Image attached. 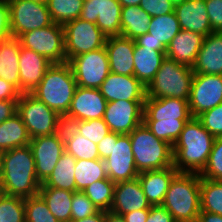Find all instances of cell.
Masks as SVG:
<instances>
[{
    "mask_svg": "<svg viewBox=\"0 0 222 222\" xmlns=\"http://www.w3.org/2000/svg\"><path fill=\"white\" fill-rule=\"evenodd\" d=\"M62 134L65 141V151L76 160L100 159L97 144L80 135L70 124H64Z\"/></svg>",
    "mask_w": 222,
    "mask_h": 222,
    "instance_id": "32",
    "label": "cell"
},
{
    "mask_svg": "<svg viewBox=\"0 0 222 222\" xmlns=\"http://www.w3.org/2000/svg\"><path fill=\"white\" fill-rule=\"evenodd\" d=\"M129 136L139 173L173 166V146L157 138L144 123L138 125Z\"/></svg>",
    "mask_w": 222,
    "mask_h": 222,
    "instance_id": "6",
    "label": "cell"
},
{
    "mask_svg": "<svg viewBox=\"0 0 222 222\" xmlns=\"http://www.w3.org/2000/svg\"><path fill=\"white\" fill-rule=\"evenodd\" d=\"M104 163L107 176L114 183L138 177L129 134L118 133V139L112 140L111 154Z\"/></svg>",
    "mask_w": 222,
    "mask_h": 222,
    "instance_id": "14",
    "label": "cell"
},
{
    "mask_svg": "<svg viewBox=\"0 0 222 222\" xmlns=\"http://www.w3.org/2000/svg\"><path fill=\"white\" fill-rule=\"evenodd\" d=\"M75 166L76 159L65 151L50 176L41 183L40 187H52L76 192Z\"/></svg>",
    "mask_w": 222,
    "mask_h": 222,
    "instance_id": "30",
    "label": "cell"
},
{
    "mask_svg": "<svg viewBox=\"0 0 222 222\" xmlns=\"http://www.w3.org/2000/svg\"><path fill=\"white\" fill-rule=\"evenodd\" d=\"M192 70L194 74L222 75V32L204 37Z\"/></svg>",
    "mask_w": 222,
    "mask_h": 222,
    "instance_id": "24",
    "label": "cell"
},
{
    "mask_svg": "<svg viewBox=\"0 0 222 222\" xmlns=\"http://www.w3.org/2000/svg\"><path fill=\"white\" fill-rule=\"evenodd\" d=\"M52 65L43 55L22 47L19 52L20 92L31 93Z\"/></svg>",
    "mask_w": 222,
    "mask_h": 222,
    "instance_id": "20",
    "label": "cell"
},
{
    "mask_svg": "<svg viewBox=\"0 0 222 222\" xmlns=\"http://www.w3.org/2000/svg\"><path fill=\"white\" fill-rule=\"evenodd\" d=\"M151 18L140 6L122 7L120 35L135 40L137 37L148 33Z\"/></svg>",
    "mask_w": 222,
    "mask_h": 222,
    "instance_id": "31",
    "label": "cell"
},
{
    "mask_svg": "<svg viewBox=\"0 0 222 222\" xmlns=\"http://www.w3.org/2000/svg\"><path fill=\"white\" fill-rule=\"evenodd\" d=\"M134 41L138 46L153 47V50L166 51V48L163 45H157V43L151 38V35L148 33L137 37Z\"/></svg>",
    "mask_w": 222,
    "mask_h": 222,
    "instance_id": "52",
    "label": "cell"
},
{
    "mask_svg": "<svg viewBox=\"0 0 222 222\" xmlns=\"http://www.w3.org/2000/svg\"><path fill=\"white\" fill-rule=\"evenodd\" d=\"M180 29L207 36L212 33L205 0H186L174 6Z\"/></svg>",
    "mask_w": 222,
    "mask_h": 222,
    "instance_id": "22",
    "label": "cell"
},
{
    "mask_svg": "<svg viewBox=\"0 0 222 222\" xmlns=\"http://www.w3.org/2000/svg\"><path fill=\"white\" fill-rule=\"evenodd\" d=\"M199 175L210 180H222V138H215L207 163Z\"/></svg>",
    "mask_w": 222,
    "mask_h": 222,
    "instance_id": "42",
    "label": "cell"
},
{
    "mask_svg": "<svg viewBox=\"0 0 222 222\" xmlns=\"http://www.w3.org/2000/svg\"><path fill=\"white\" fill-rule=\"evenodd\" d=\"M11 37L9 6L6 0H0V41Z\"/></svg>",
    "mask_w": 222,
    "mask_h": 222,
    "instance_id": "47",
    "label": "cell"
},
{
    "mask_svg": "<svg viewBox=\"0 0 222 222\" xmlns=\"http://www.w3.org/2000/svg\"><path fill=\"white\" fill-rule=\"evenodd\" d=\"M204 37L200 33L181 29L166 48V56L180 64L192 67L202 47Z\"/></svg>",
    "mask_w": 222,
    "mask_h": 222,
    "instance_id": "25",
    "label": "cell"
},
{
    "mask_svg": "<svg viewBox=\"0 0 222 222\" xmlns=\"http://www.w3.org/2000/svg\"><path fill=\"white\" fill-rule=\"evenodd\" d=\"M63 29L67 62L80 54L105 47L107 37L95 23L77 18L63 24Z\"/></svg>",
    "mask_w": 222,
    "mask_h": 222,
    "instance_id": "10",
    "label": "cell"
},
{
    "mask_svg": "<svg viewBox=\"0 0 222 222\" xmlns=\"http://www.w3.org/2000/svg\"><path fill=\"white\" fill-rule=\"evenodd\" d=\"M71 222H105V211H98L96 214L83 219L71 220Z\"/></svg>",
    "mask_w": 222,
    "mask_h": 222,
    "instance_id": "55",
    "label": "cell"
},
{
    "mask_svg": "<svg viewBox=\"0 0 222 222\" xmlns=\"http://www.w3.org/2000/svg\"><path fill=\"white\" fill-rule=\"evenodd\" d=\"M197 222H222V215L200 211Z\"/></svg>",
    "mask_w": 222,
    "mask_h": 222,
    "instance_id": "54",
    "label": "cell"
},
{
    "mask_svg": "<svg viewBox=\"0 0 222 222\" xmlns=\"http://www.w3.org/2000/svg\"><path fill=\"white\" fill-rule=\"evenodd\" d=\"M116 183L109 178L94 182L82 192L94 203L100 211H110L114 199Z\"/></svg>",
    "mask_w": 222,
    "mask_h": 222,
    "instance_id": "37",
    "label": "cell"
},
{
    "mask_svg": "<svg viewBox=\"0 0 222 222\" xmlns=\"http://www.w3.org/2000/svg\"><path fill=\"white\" fill-rule=\"evenodd\" d=\"M166 51L153 50V47H142L135 43L134 76L147 86L158 72Z\"/></svg>",
    "mask_w": 222,
    "mask_h": 222,
    "instance_id": "27",
    "label": "cell"
},
{
    "mask_svg": "<svg viewBox=\"0 0 222 222\" xmlns=\"http://www.w3.org/2000/svg\"><path fill=\"white\" fill-rule=\"evenodd\" d=\"M47 8L54 23L65 24L80 18L83 0H47Z\"/></svg>",
    "mask_w": 222,
    "mask_h": 222,
    "instance_id": "38",
    "label": "cell"
},
{
    "mask_svg": "<svg viewBox=\"0 0 222 222\" xmlns=\"http://www.w3.org/2000/svg\"><path fill=\"white\" fill-rule=\"evenodd\" d=\"M20 39L9 37L0 41V77L20 91L19 52Z\"/></svg>",
    "mask_w": 222,
    "mask_h": 222,
    "instance_id": "28",
    "label": "cell"
},
{
    "mask_svg": "<svg viewBox=\"0 0 222 222\" xmlns=\"http://www.w3.org/2000/svg\"><path fill=\"white\" fill-rule=\"evenodd\" d=\"M203 127L215 138H222V103L197 116Z\"/></svg>",
    "mask_w": 222,
    "mask_h": 222,
    "instance_id": "44",
    "label": "cell"
},
{
    "mask_svg": "<svg viewBox=\"0 0 222 222\" xmlns=\"http://www.w3.org/2000/svg\"><path fill=\"white\" fill-rule=\"evenodd\" d=\"M146 222H175L172 214L162 205L151 206Z\"/></svg>",
    "mask_w": 222,
    "mask_h": 222,
    "instance_id": "48",
    "label": "cell"
},
{
    "mask_svg": "<svg viewBox=\"0 0 222 222\" xmlns=\"http://www.w3.org/2000/svg\"><path fill=\"white\" fill-rule=\"evenodd\" d=\"M179 21L175 12L151 18L148 34L157 43L167 48L172 39L180 31Z\"/></svg>",
    "mask_w": 222,
    "mask_h": 222,
    "instance_id": "34",
    "label": "cell"
},
{
    "mask_svg": "<svg viewBox=\"0 0 222 222\" xmlns=\"http://www.w3.org/2000/svg\"><path fill=\"white\" fill-rule=\"evenodd\" d=\"M192 118L188 100L176 98H146L143 123L159 139L172 146L185 124Z\"/></svg>",
    "mask_w": 222,
    "mask_h": 222,
    "instance_id": "2",
    "label": "cell"
},
{
    "mask_svg": "<svg viewBox=\"0 0 222 222\" xmlns=\"http://www.w3.org/2000/svg\"><path fill=\"white\" fill-rule=\"evenodd\" d=\"M107 101L100 89L77 86L67 114L63 117L64 124L81 120L103 118Z\"/></svg>",
    "mask_w": 222,
    "mask_h": 222,
    "instance_id": "18",
    "label": "cell"
},
{
    "mask_svg": "<svg viewBox=\"0 0 222 222\" xmlns=\"http://www.w3.org/2000/svg\"><path fill=\"white\" fill-rule=\"evenodd\" d=\"M41 182L31 147L13 148L2 152L0 192L8 196L29 198L39 193Z\"/></svg>",
    "mask_w": 222,
    "mask_h": 222,
    "instance_id": "1",
    "label": "cell"
},
{
    "mask_svg": "<svg viewBox=\"0 0 222 222\" xmlns=\"http://www.w3.org/2000/svg\"><path fill=\"white\" fill-rule=\"evenodd\" d=\"M0 222H25L24 198L0 192Z\"/></svg>",
    "mask_w": 222,
    "mask_h": 222,
    "instance_id": "39",
    "label": "cell"
},
{
    "mask_svg": "<svg viewBox=\"0 0 222 222\" xmlns=\"http://www.w3.org/2000/svg\"><path fill=\"white\" fill-rule=\"evenodd\" d=\"M150 208L151 204L147 200L138 178L116 183L110 212L122 216L128 212Z\"/></svg>",
    "mask_w": 222,
    "mask_h": 222,
    "instance_id": "21",
    "label": "cell"
},
{
    "mask_svg": "<svg viewBox=\"0 0 222 222\" xmlns=\"http://www.w3.org/2000/svg\"><path fill=\"white\" fill-rule=\"evenodd\" d=\"M29 1H36V2H39V3H47V0H29Z\"/></svg>",
    "mask_w": 222,
    "mask_h": 222,
    "instance_id": "60",
    "label": "cell"
},
{
    "mask_svg": "<svg viewBox=\"0 0 222 222\" xmlns=\"http://www.w3.org/2000/svg\"><path fill=\"white\" fill-rule=\"evenodd\" d=\"M201 211L222 215V182L201 178Z\"/></svg>",
    "mask_w": 222,
    "mask_h": 222,
    "instance_id": "36",
    "label": "cell"
},
{
    "mask_svg": "<svg viewBox=\"0 0 222 222\" xmlns=\"http://www.w3.org/2000/svg\"><path fill=\"white\" fill-rule=\"evenodd\" d=\"M21 92L11 83L0 77V100H18Z\"/></svg>",
    "mask_w": 222,
    "mask_h": 222,
    "instance_id": "50",
    "label": "cell"
},
{
    "mask_svg": "<svg viewBox=\"0 0 222 222\" xmlns=\"http://www.w3.org/2000/svg\"><path fill=\"white\" fill-rule=\"evenodd\" d=\"M215 137L192 117L173 145V167L178 172L200 173L208 160Z\"/></svg>",
    "mask_w": 222,
    "mask_h": 222,
    "instance_id": "3",
    "label": "cell"
},
{
    "mask_svg": "<svg viewBox=\"0 0 222 222\" xmlns=\"http://www.w3.org/2000/svg\"><path fill=\"white\" fill-rule=\"evenodd\" d=\"M170 1H171V3H172L174 6H176V5L182 3L183 1H186V0H170Z\"/></svg>",
    "mask_w": 222,
    "mask_h": 222,
    "instance_id": "58",
    "label": "cell"
},
{
    "mask_svg": "<svg viewBox=\"0 0 222 222\" xmlns=\"http://www.w3.org/2000/svg\"><path fill=\"white\" fill-rule=\"evenodd\" d=\"M17 113L22 118L30 138L53 135L62 130L63 118L31 93H21Z\"/></svg>",
    "mask_w": 222,
    "mask_h": 222,
    "instance_id": "8",
    "label": "cell"
},
{
    "mask_svg": "<svg viewBox=\"0 0 222 222\" xmlns=\"http://www.w3.org/2000/svg\"><path fill=\"white\" fill-rule=\"evenodd\" d=\"M194 72L192 67L180 64L167 56L146 86L147 98H176L188 100Z\"/></svg>",
    "mask_w": 222,
    "mask_h": 222,
    "instance_id": "7",
    "label": "cell"
},
{
    "mask_svg": "<svg viewBox=\"0 0 222 222\" xmlns=\"http://www.w3.org/2000/svg\"><path fill=\"white\" fill-rule=\"evenodd\" d=\"M175 222H197V220H181V221H175Z\"/></svg>",
    "mask_w": 222,
    "mask_h": 222,
    "instance_id": "59",
    "label": "cell"
},
{
    "mask_svg": "<svg viewBox=\"0 0 222 222\" xmlns=\"http://www.w3.org/2000/svg\"><path fill=\"white\" fill-rule=\"evenodd\" d=\"M121 9L118 0H84L80 18L95 23L108 38L121 34Z\"/></svg>",
    "mask_w": 222,
    "mask_h": 222,
    "instance_id": "15",
    "label": "cell"
},
{
    "mask_svg": "<svg viewBox=\"0 0 222 222\" xmlns=\"http://www.w3.org/2000/svg\"><path fill=\"white\" fill-rule=\"evenodd\" d=\"M118 139V133L110 132L98 144L99 158L105 160L111 154L112 140Z\"/></svg>",
    "mask_w": 222,
    "mask_h": 222,
    "instance_id": "49",
    "label": "cell"
},
{
    "mask_svg": "<svg viewBox=\"0 0 222 222\" xmlns=\"http://www.w3.org/2000/svg\"><path fill=\"white\" fill-rule=\"evenodd\" d=\"M99 89L107 102L145 101L147 98L146 86L134 75L110 72Z\"/></svg>",
    "mask_w": 222,
    "mask_h": 222,
    "instance_id": "19",
    "label": "cell"
},
{
    "mask_svg": "<svg viewBox=\"0 0 222 222\" xmlns=\"http://www.w3.org/2000/svg\"><path fill=\"white\" fill-rule=\"evenodd\" d=\"M80 135L98 144L111 131L103 118L69 123Z\"/></svg>",
    "mask_w": 222,
    "mask_h": 222,
    "instance_id": "41",
    "label": "cell"
},
{
    "mask_svg": "<svg viewBox=\"0 0 222 222\" xmlns=\"http://www.w3.org/2000/svg\"><path fill=\"white\" fill-rule=\"evenodd\" d=\"M31 138L18 113L0 123V152L28 146Z\"/></svg>",
    "mask_w": 222,
    "mask_h": 222,
    "instance_id": "29",
    "label": "cell"
},
{
    "mask_svg": "<svg viewBox=\"0 0 222 222\" xmlns=\"http://www.w3.org/2000/svg\"><path fill=\"white\" fill-rule=\"evenodd\" d=\"M77 86L99 89L110 73L109 59L105 47L80 54L68 62Z\"/></svg>",
    "mask_w": 222,
    "mask_h": 222,
    "instance_id": "12",
    "label": "cell"
},
{
    "mask_svg": "<svg viewBox=\"0 0 222 222\" xmlns=\"http://www.w3.org/2000/svg\"><path fill=\"white\" fill-rule=\"evenodd\" d=\"M29 146L35 160L37 179L43 183L50 176L59 158L65 152L62 130L53 135L32 138Z\"/></svg>",
    "mask_w": 222,
    "mask_h": 222,
    "instance_id": "16",
    "label": "cell"
},
{
    "mask_svg": "<svg viewBox=\"0 0 222 222\" xmlns=\"http://www.w3.org/2000/svg\"><path fill=\"white\" fill-rule=\"evenodd\" d=\"M9 6L10 33L19 38L23 33L53 23L46 3L29 0H6Z\"/></svg>",
    "mask_w": 222,
    "mask_h": 222,
    "instance_id": "11",
    "label": "cell"
},
{
    "mask_svg": "<svg viewBox=\"0 0 222 222\" xmlns=\"http://www.w3.org/2000/svg\"><path fill=\"white\" fill-rule=\"evenodd\" d=\"M139 6L151 17L174 12V5L170 0H141Z\"/></svg>",
    "mask_w": 222,
    "mask_h": 222,
    "instance_id": "45",
    "label": "cell"
},
{
    "mask_svg": "<svg viewBox=\"0 0 222 222\" xmlns=\"http://www.w3.org/2000/svg\"><path fill=\"white\" fill-rule=\"evenodd\" d=\"M18 100H0V123L17 113Z\"/></svg>",
    "mask_w": 222,
    "mask_h": 222,
    "instance_id": "51",
    "label": "cell"
},
{
    "mask_svg": "<svg viewBox=\"0 0 222 222\" xmlns=\"http://www.w3.org/2000/svg\"><path fill=\"white\" fill-rule=\"evenodd\" d=\"M38 194L43 198L49 211L59 222H71L72 191L52 187H40Z\"/></svg>",
    "mask_w": 222,
    "mask_h": 222,
    "instance_id": "33",
    "label": "cell"
},
{
    "mask_svg": "<svg viewBox=\"0 0 222 222\" xmlns=\"http://www.w3.org/2000/svg\"><path fill=\"white\" fill-rule=\"evenodd\" d=\"M213 32H222V0H205Z\"/></svg>",
    "mask_w": 222,
    "mask_h": 222,
    "instance_id": "46",
    "label": "cell"
},
{
    "mask_svg": "<svg viewBox=\"0 0 222 222\" xmlns=\"http://www.w3.org/2000/svg\"><path fill=\"white\" fill-rule=\"evenodd\" d=\"M1 156H2V152H0V173H1Z\"/></svg>",
    "mask_w": 222,
    "mask_h": 222,
    "instance_id": "61",
    "label": "cell"
},
{
    "mask_svg": "<svg viewBox=\"0 0 222 222\" xmlns=\"http://www.w3.org/2000/svg\"><path fill=\"white\" fill-rule=\"evenodd\" d=\"M76 88L72 68L66 62L52 64L31 94L63 118L69 110Z\"/></svg>",
    "mask_w": 222,
    "mask_h": 222,
    "instance_id": "4",
    "label": "cell"
},
{
    "mask_svg": "<svg viewBox=\"0 0 222 222\" xmlns=\"http://www.w3.org/2000/svg\"><path fill=\"white\" fill-rule=\"evenodd\" d=\"M199 173L178 172L170 182L162 206L175 221L197 220L200 208Z\"/></svg>",
    "mask_w": 222,
    "mask_h": 222,
    "instance_id": "5",
    "label": "cell"
},
{
    "mask_svg": "<svg viewBox=\"0 0 222 222\" xmlns=\"http://www.w3.org/2000/svg\"><path fill=\"white\" fill-rule=\"evenodd\" d=\"M135 41L122 35L106 39L105 49L108 54L110 72L122 75H134Z\"/></svg>",
    "mask_w": 222,
    "mask_h": 222,
    "instance_id": "23",
    "label": "cell"
},
{
    "mask_svg": "<svg viewBox=\"0 0 222 222\" xmlns=\"http://www.w3.org/2000/svg\"><path fill=\"white\" fill-rule=\"evenodd\" d=\"M122 7L130 6V5H140L141 0H118Z\"/></svg>",
    "mask_w": 222,
    "mask_h": 222,
    "instance_id": "57",
    "label": "cell"
},
{
    "mask_svg": "<svg viewBox=\"0 0 222 222\" xmlns=\"http://www.w3.org/2000/svg\"><path fill=\"white\" fill-rule=\"evenodd\" d=\"M98 211L99 209L82 191L73 192L71 220L83 219L96 214Z\"/></svg>",
    "mask_w": 222,
    "mask_h": 222,
    "instance_id": "43",
    "label": "cell"
},
{
    "mask_svg": "<svg viewBox=\"0 0 222 222\" xmlns=\"http://www.w3.org/2000/svg\"><path fill=\"white\" fill-rule=\"evenodd\" d=\"M149 209H140L128 212L123 216L125 222H146Z\"/></svg>",
    "mask_w": 222,
    "mask_h": 222,
    "instance_id": "53",
    "label": "cell"
},
{
    "mask_svg": "<svg viewBox=\"0 0 222 222\" xmlns=\"http://www.w3.org/2000/svg\"><path fill=\"white\" fill-rule=\"evenodd\" d=\"M105 222H125V220L123 216L107 211L105 212Z\"/></svg>",
    "mask_w": 222,
    "mask_h": 222,
    "instance_id": "56",
    "label": "cell"
},
{
    "mask_svg": "<svg viewBox=\"0 0 222 222\" xmlns=\"http://www.w3.org/2000/svg\"><path fill=\"white\" fill-rule=\"evenodd\" d=\"M144 102L127 100L108 102L103 120L111 132L130 134L143 123Z\"/></svg>",
    "mask_w": 222,
    "mask_h": 222,
    "instance_id": "17",
    "label": "cell"
},
{
    "mask_svg": "<svg viewBox=\"0 0 222 222\" xmlns=\"http://www.w3.org/2000/svg\"><path fill=\"white\" fill-rule=\"evenodd\" d=\"M221 103L222 75L194 74L188 99L192 117H197Z\"/></svg>",
    "mask_w": 222,
    "mask_h": 222,
    "instance_id": "13",
    "label": "cell"
},
{
    "mask_svg": "<svg viewBox=\"0 0 222 222\" xmlns=\"http://www.w3.org/2000/svg\"><path fill=\"white\" fill-rule=\"evenodd\" d=\"M177 173L173 166L139 173L137 178L151 206L162 205L170 182Z\"/></svg>",
    "mask_w": 222,
    "mask_h": 222,
    "instance_id": "26",
    "label": "cell"
},
{
    "mask_svg": "<svg viewBox=\"0 0 222 222\" xmlns=\"http://www.w3.org/2000/svg\"><path fill=\"white\" fill-rule=\"evenodd\" d=\"M76 191H83L87 186L102 179H107L104 160H76L75 166Z\"/></svg>",
    "mask_w": 222,
    "mask_h": 222,
    "instance_id": "35",
    "label": "cell"
},
{
    "mask_svg": "<svg viewBox=\"0 0 222 222\" xmlns=\"http://www.w3.org/2000/svg\"><path fill=\"white\" fill-rule=\"evenodd\" d=\"M19 39L22 47L43 55L52 64L67 62L62 24L53 22L47 27L25 32Z\"/></svg>",
    "mask_w": 222,
    "mask_h": 222,
    "instance_id": "9",
    "label": "cell"
},
{
    "mask_svg": "<svg viewBox=\"0 0 222 222\" xmlns=\"http://www.w3.org/2000/svg\"><path fill=\"white\" fill-rule=\"evenodd\" d=\"M24 206L25 222H59L39 194L24 198Z\"/></svg>",
    "mask_w": 222,
    "mask_h": 222,
    "instance_id": "40",
    "label": "cell"
}]
</instances>
